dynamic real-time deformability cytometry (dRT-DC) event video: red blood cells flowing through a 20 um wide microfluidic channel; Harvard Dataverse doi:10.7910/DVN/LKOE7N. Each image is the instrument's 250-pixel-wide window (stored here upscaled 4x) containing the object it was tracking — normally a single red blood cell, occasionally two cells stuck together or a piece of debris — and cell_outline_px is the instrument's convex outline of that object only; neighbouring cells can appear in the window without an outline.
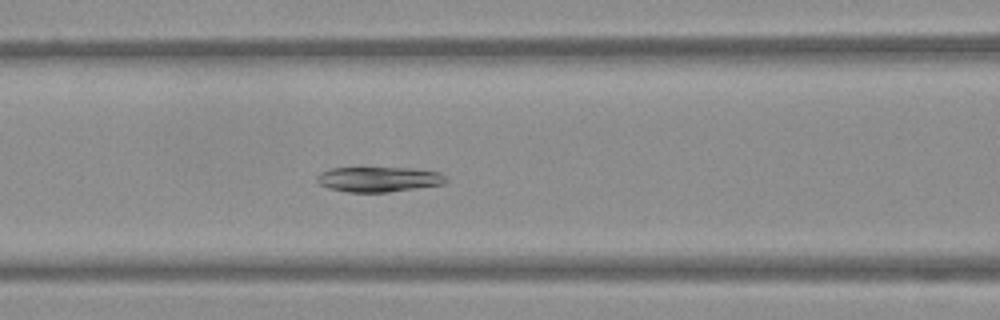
{"species": "Egyptian fruit bat (a non-hibernating species)", "species_latin": "Rousettus aegyptiacus", "temperature_condition": "warm", "stored_images_in_passage": 27, "camera_frame_rate_fps": 3000, "um_per_image_px": 0.085, "frame": {"image": 1, "passage_image": 23, "time_ms": 7.333, "image_size_px": [1000, 320], "cell_outline_px": [[448, 180], [444, 184], [388, 192], [348, 192], [328, 188], [320, 184], [316, 180], [316, 176], [320, 172], [332, 168], [412, 168], [440, 172]], "centroid_in_image_um": [32.18, 15.24], "position_along_channel_um": 134.4, "area_um2": 18.84}}
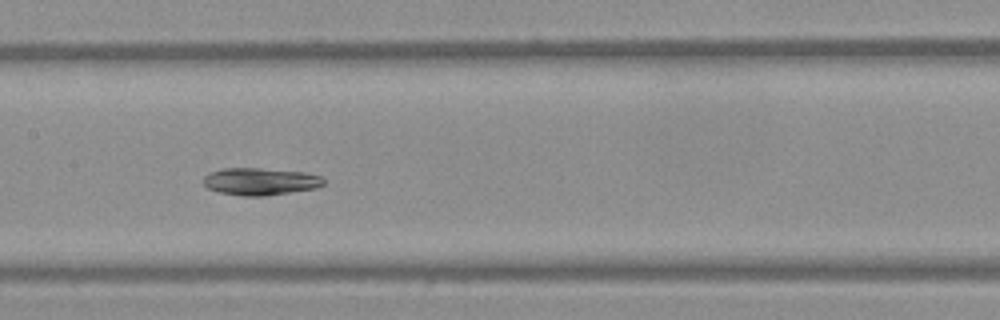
{"frame": {"image": 2, "passage_image": 27, "time_ms": 8.667, "image_size_px": [1000, 320], "cell_outline_px": [[324, 184], [316, 188], [264, 196], [240, 196], [220, 192], [208, 188], [204, 184], [204, 176], [208, 172], [220, 168], [260, 168], [304, 172], [320, 176], [324, 180]], "centroid_in_image_um": [22.09, 15.42], "position_along_channel_um": 185.3, "area_um2": 19.13}}